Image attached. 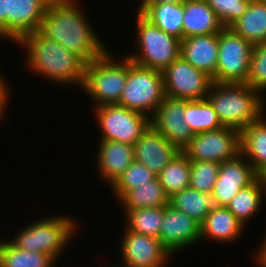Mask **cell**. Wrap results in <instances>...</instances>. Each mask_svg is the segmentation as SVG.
<instances>
[{"label": "cell", "mask_w": 266, "mask_h": 267, "mask_svg": "<svg viewBox=\"0 0 266 267\" xmlns=\"http://www.w3.org/2000/svg\"><path fill=\"white\" fill-rule=\"evenodd\" d=\"M80 6L78 0H51L37 31L89 63L110 47L99 38Z\"/></svg>", "instance_id": "cell-1"}, {"label": "cell", "mask_w": 266, "mask_h": 267, "mask_svg": "<svg viewBox=\"0 0 266 267\" xmlns=\"http://www.w3.org/2000/svg\"><path fill=\"white\" fill-rule=\"evenodd\" d=\"M15 47L25 51V65L34 75L45 77L54 86L82 89L86 62L58 42L43 37L38 31L26 34Z\"/></svg>", "instance_id": "cell-2"}, {"label": "cell", "mask_w": 266, "mask_h": 267, "mask_svg": "<svg viewBox=\"0 0 266 267\" xmlns=\"http://www.w3.org/2000/svg\"><path fill=\"white\" fill-rule=\"evenodd\" d=\"M207 99L223 127L239 132L249 124L259 121L266 114V99L245 83L213 82Z\"/></svg>", "instance_id": "cell-3"}, {"label": "cell", "mask_w": 266, "mask_h": 267, "mask_svg": "<svg viewBox=\"0 0 266 267\" xmlns=\"http://www.w3.org/2000/svg\"><path fill=\"white\" fill-rule=\"evenodd\" d=\"M43 218L26 224L9 240L22 250L45 253L57 262L79 232L77 225L80 223L67 214Z\"/></svg>", "instance_id": "cell-4"}, {"label": "cell", "mask_w": 266, "mask_h": 267, "mask_svg": "<svg viewBox=\"0 0 266 267\" xmlns=\"http://www.w3.org/2000/svg\"><path fill=\"white\" fill-rule=\"evenodd\" d=\"M117 57L109 49L86 64L81 91L90 96L93 107L118 104L120 100L128 75V57Z\"/></svg>", "instance_id": "cell-5"}, {"label": "cell", "mask_w": 266, "mask_h": 267, "mask_svg": "<svg viewBox=\"0 0 266 267\" xmlns=\"http://www.w3.org/2000/svg\"><path fill=\"white\" fill-rule=\"evenodd\" d=\"M135 50L125 55L135 64L163 72L181 54V40L152 24L142 14L134 15Z\"/></svg>", "instance_id": "cell-6"}, {"label": "cell", "mask_w": 266, "mask_h": 267, "mask_svg": "<svg viewBox=\"0 0 266 267\" xmlns=\"http://www.w3.org/2000/svg\"><path fill=\"white\" fill-rule=\"evenodd\" d=\"M165 97L162 72L141 67L128 58V75L118 105L151 118Z\"/></svg>", "instance_id": "cell-7"}, {"label": "cell", "mask_w": 266, "mask_h": 267, "mask_svg": "<svg viewBox=\"0 0 266 267\" xmlns=\"http://www.w3.org/2000/svg\"><path fill=\"white\" fill-rule=\"evenodd\" d=\"M100 138L134 145L150 126V118L143 113L118 104L91 107Z\"/></svg>", "instance_id": "cell-8"}, {"label": "cell", "mask_w": 266, "mask_h": 267, "mask_svg": "<svg viewBox=\"0 0 266 267\" xmlns=\"http://www.w3.org/2000/svg\"><path fill=\"white\" fill-rule=\"evenodd\" d=\"M253 46L229 27L219 32L216 83H245Z\"/></svg>", "instance_id": "cell-9"}, {"label": "cell", "mask_w": 266, "mask_h": 267, "mask_svg": "<svg viewBox=\"0 0 266 267\" xmlns=\"http://www.w3.org/2000/svg\"><path fill=\"white\" fill-rule=\"evenodd\" d=\"M165 96L183 100L206 99L212 77L179 57L163 72Z\"/></svg>", "instance_id": "cell-10"}, {"label": "cell", "mask_w": 266, "mask_h": 267, "mask_svg": "<svg viewBox=\"0 0 266 267\" xmlns=\"http://www.w3.org/2000/svg\"><path fill=\"white\" fill-rule=\"evenodd\" d=\"M190 161L222 163L240 154V132L230 127L194 134L182 151Z\"/></svg>", "instance_id": "cell-11"}, {"label": "cell", "mask_w": 266, "mask_h": 267, "mask_svg": "<svg viewBox=\"0 0 266 267\" xmlns=\"http://www.w3.org/2000/svg\"><path fill=\"white\" fill-rule=\"evenodd\" d=\"M122 267H166L173 254L157 238L125 228L121 236Z\"/></svg>", "instance_id": "cell-12"}, {"label": "cell", "mask_w": 266, "mask_h": 267, "mask_svg": "<svg viewBox=\"0 0 266 267\" xmlns=\"http://www.w3.org/2000/svg\"><path fill=\"white\" fill-rule=\"evenodd\" d=\"M186 100L165 96L150 125L182 152L190 143L194 134L184 117Z\"/></svg>", "instance_id": "cell-13"}, {"label": "cell", "mask_w": 266, "mask_h": 267, "mask_svg": "<svg viewBox=\"0 0 266 267\" xmlns=\"http://www.w3.org/2000/svg\"><path fill=\"white\" fill-rule=\"evenodd\" d=\"M201 224L192 217L168 204L164 207V217L160 227L159 240L173 256L184 249L191 248L199 241Z\"/></svg>", "instance_id": "cell-14"}, {"label": "cell", "mask_w": 266, "mask_h": 267, "mask_svg": "<svg viewBox=\"0 0 266 267\" xmlns=\"http://www.w3.org/2000/svg\"><path fill=\"white\" fill-rule=\"evenodd\" d=\"M258 177L252 165L240 153L220 163L218 177L211 194L219 207H226L241 189L252 184Z\"/></svg>", "instance_id": "cell-15"}, {"label": "cell", "mask_w": 266, "mask_h": 267, "mask_svg": "<svg viewBox=\"0 0 266 267\" xmlns=\"http://www.w3.org/2000/svg\"><path fill=\"white\" fill-rule=\"evenodd\" d=\"M134 160L158 175L180 152L151 125L135 142Z\"/></svg>", "instance_id": "cell-16"}, {"label": "cell", "mask_w": 266, "mask_h": 267, "mask_svg": "<svg viewBox=\"0 0 266 267\" xmlns=\"http://www.w3.org/2000/svg\"><path fill=\"white\" fill-rule=\"evenodd\" d=\"M51 0H10L7 13V40L15 44L39 29Z\"/></svg>", "instance_id": "cell-17"}, {"label": "cell", "mask_w": 266, "mask_h": 267, "mask_svg": "<svg viewBox=\"0 0 266 267\" xmlns=\"http://www.w3.org/2000/svg\"><path fill=\"white\" fill-rule=\"evenodd\" d=\"M96 168L101 181L111 187L134 161V147L128 143L99 139Z\"/></svg>", "instance_id": "cell-18"}, {"label": "cell", "mask_w": 266, "mask_h": 267, "mask_svg": "<svg viewBox=\"0 0 266 267\" xmlns=\"http://www.w3.org/2000/svg\"><path fill=\"white\" fill-rule=\"evenodd\" d=\"M180 54L193 67L202 70L215 82L219 55V33L194 35L181 40Z\"/></svg>", "instance_id": "cell-19"}, {"label": "cell", "mask_w": 266, "mask_h": 267, "mask_svg": "<svg viewBox=\"0 0 266 267\" xmlns=\"http://www.w3.org/2000/svg\"><path fill=\"white\" fill-rule=\"evenodd\" d=\"M247 228L226 208L218 207L209 212L204 222L201 224L200 239L203 241L219 242L228 245L236 243L242 239V235ZM235 241V242H234Z\"/></svg>", "instance_id": "cell-20"}, {"label": "cell", "mask_w": 266, "mask_h": 267, "mask_svg": "<svg viewBox=\"0 0 266 267\" xmlns=\"http://www.w3.org/2000/svg\"><path fill=\"white\" fill-rule=\"evenodd\" d=\"M224 28L215 11L205 0H185L183 3V38L216 34Z\"/></svg>", "instance_id": "cell-21"}, {"label": "cell", "mask_w": 266, "mask_h": 267, "mask_svg": "<svg viewBox=\"0 0 266 267\" xmlns=\"http://www.w3.org/2000/svg\"><path fill=\"white\" fill-rule=\"evenodd\" d=\"M240 153L259 176L266 177V115L240 131Z\"/></svg>", "instance_id": "cell-22"}, {"label": "cell", "mask_w": 266, "mask_h": 267, "mask_svg": "<svg viewBox=\"0 0 266 267\" xmlns=\"http://www.w3.org/2000/svg\"><path fill=\"white\" fill-rule=\"evenodd\" d=\"M265 200L266 177L259 176L252 184L241 189L226 208L247 228L248 222L262 210L260 208Z\"/></svg>", "instance_id": "cell-23"}, {"label": "cell", "mask_w": 266, "mask_h": 267, "mask_svg": "<svg viewBox=\"0 0 266 267\" xmlns=\"http://www.w3.org/2000/svg\"><path fill=\"white\" fill-rule=\"evenodd\" d=\"M229 28L252 46L266 42V1L250 0L246 12Z\"/></svg>", "instance_id": "cell-24"}, {"label": "cell", "mask_w": 266, "mask_h": 267, "mask_svg": "<svg viewBox=\"0 0 266 267\" xmlns=\"http://www.w3.org/2000/svg\"><path fill=\"white\" fill-rule=\"evenodd\" d=\"M169 204L202 224L209 214L219 205L211 193H202L187 187L169 198Z\"/></svg>", "instance_id": "cell-25"}, {"label": "cell", "mask_w": 266, "mask_h": 267, "mask_svg": "<svg viewBox=\"0 0 266 267\" xmlns=\"http://www.w3.org/2000/svg\"><path fill=\"white\" fill-rule=\"evenodd\" d=\"M118 201L125 214L138 208L165 207L169 204V197L156 176L148 184L137 185V188L127 191Z\"/></svg>", "instance_id": "cell-26"}, {"label": "cell", "mask_w": 266, "mask_h": 267, "mask_svg": "<svg viewBox=\"0 0 266 267\" xmlns=\"http://www.w3.org/2000/svg\"><path fill=\"white\" fill-rule=\"evenodd\" d=\"M142 15L164 32L183 39V3L153 4Z\"/></svg>", "instance_id": "cell-27"}, {"label": "cell", "mask_w": 266, "mask_h": 267, "mask_svg": "<svg viewBox=\"0 0 266 267\" xmlns=\"http://www.w3.org/2000/svg\"><path fill=\"white\" fill-rule=\"evenodd\" d=\"M57 262L45 253L16 247L3 237L0 246V267H55Z\"/></svg>", "instance_id": "cell-28"}, {"label": "cell", "mask_w": 266, "mask_h": 267, "mask_svg": "<svg viewBox=\"0 0 266 267\" xmlns=\"http://www.w3.org/2000/svg\"><path fill=\"white\" fill-rule=\"evenodd\" d=\"M190 173V160L183 152H179L157 175V178L166 195L170 198L175 193L189 187Z\"/></svg>", "instance_id": "cell-29"}, {"label": "cell", "mask_w": 266, "mask_h": 267, "mask_svg": "<svg viewBox=\"0 0 266 267\" xmlns=\"http://www.w3.org/2000/svg\"><path fill=\"white\" fill-rule=\"evenodd\" d=\"M184 117L193 134L222 128V124L210 101L186 100Z\"/></svg>", "instance_id": "cell-30"}, {"label": "cell", "mask_w": 266, "mask_h": 267, "mask_svg": "<svg viewBox=\"0 0 266 267\" xmlns=\"http://www.w3.org/2000/svg\"><path fill=\"white\" fill-rule=\"evenodd\" d=\"M124 215L126 229L159 239L164 207L138 208Z\"/></svg>", "instance_id": "cell-31"}, {"label": "cell", "mask_w": 266, "mask_h": 267, "mask_svg": "<svg viewBox=\"0 0 266 267\" xmlns=\"http://www.w3.org/2000/svg\"><path fill=\"white\" fill-rule=\"evenodd\" d=\"M156 176L146 166L134 160L110 187L113 197H116L114 199L118 201L127 191L137 188V185L148 184Z\"/></svg>", "instance_id": "cell-32"}, {"label": "cell", "mask_w": 266, "mask_h": 267, "mask_svg": "<svg viewBox=\"0 0 266 267\" xmlns=\"http://www.w3.org/2000/svg\"><path fill=\"white\" fill-rule=\"evenodd\" d=\"M219 165L212 161H190L189 187L202 193H212L218 177Z\"/></svg>", "instance_id": "cell-33"}, {"label": "cell", "mask_w": 266, "mask_h": 267, "mask_svg": "<svg viewBox=\"0 0 266 267\" xmlns=\"http://www.w3.org/2000/svg\"><path fill=\"white\" fill-rule=\"evenodd\" d=\"M245 84L264 96L266 90V42L253 46Z\"/></svg>", "instance_id": "cell-34"}, {"label": "cell", "mask_w": 266, "mask_h": 267, "mask_svg": "<svg viewBox=\"0 0 266 267\" xmlns=\"http://www.w3.org/2000/svg\"><path fill=\"white\" fill-rule=\"evenodd\" d=\"M224 27H230L246 12L250 0H205Z\"/></svg>", "instance_id": "cell-35"}, {"label": "cell", "mask_w": 266, "mask_h": 267, "mask_svg": "<svg viewBox=\"0 0 266 267\" xmlns=\"http://www.w3.org/2000/svg\"><path fill=\"white\" fill-rule=\"evenodd\" d=\"M10 0H0V38L7 41V13Z\"/></svg>", "instance_id": "cell-36"}, {"label": "cell", "mask_w": 266, "mask_h": 267, "mask_svg": "<svg viewBox=\"0 0 266 267\" xmlns=\"http://www.w3.org/2000/svg\"><path fill=\"white\" fill-rule=\"evenodd\" d=\"M260 243L256 253L252 254L254 256L257 267H266V235Z\"/></svg>", "instance_id": "cell-37"}, {"label": "cell", "mask_w": 266, "mask_h": 267, "mask_svg": "<svg viewBox=\"0 0 266 267\" xmlns=\"http://www.w3.org/2000/svg\"><path fill=\"white\" fill-rule=\"evenodd\" d=\"M10 94L11 93H0V125L8 117V112L6 109L9 107L8 104L11 98V96H9Z\"/></svg>", "instance_id": "cell-38"}, {"label": "cell", "mask_w": 266, "mask_h": 267, "mask_svg": "<svg viewBox=\"0 0 266 267\" xmlns=\"http://www.w3.org/2000/svg\"><path fill=\"white\" fill-rule=\"evenodd\" d=\"M9 86L10 85H8V81L5 79V76L2 75L0 72V93H10L11 89H9L10 88Z\"/></svg>", "instance_id": "cell-39"}, {"label": "cell", "mask_w": 266, "mask_h": 267, "mask_svg": "<svg viewBox=\"0 0 266 267\" xmlns=\"http://www.w3.org/2000/svg\"><path fill=\"white\" fill-rule=\"evenodd\" d=\"M139 1V0H137ZM151 0H140V4L137 6L136 14H142L149 6Z\"/></svg>", "instance_id": "cell-40"}, {"label": "cell", "mask_w": 266, "mask_h": 267, "mask_svg": "<svg viewBox=\"0 0 266 267\" xmlns=\"http://www.w3.org/2000/svg\"><path fill=\"white\" fill-rule=\"evenodd\" d=\"M185 0H151L150 5L153 4H162V3H174V4H180L184 3Z\"/></svg>", "instance_id": "cell-41"}, {"label": "cell", "mask_w": 266, "mask_h": 267, "mask_svg": "<svg viewBox=\"0 0 266 267\" xmlns=\"http://www.w3.org/2000/svg\"><path fill=\"white\" fill-rule=\"evenodd\" d=\"M104 267H106V266H104ZM107 267H110L109 265L107 266ZM111 267H122L121 265H118V266H114V265H112Z\"/></svg>", "instance_id": "cell-42"}]
</instances>
